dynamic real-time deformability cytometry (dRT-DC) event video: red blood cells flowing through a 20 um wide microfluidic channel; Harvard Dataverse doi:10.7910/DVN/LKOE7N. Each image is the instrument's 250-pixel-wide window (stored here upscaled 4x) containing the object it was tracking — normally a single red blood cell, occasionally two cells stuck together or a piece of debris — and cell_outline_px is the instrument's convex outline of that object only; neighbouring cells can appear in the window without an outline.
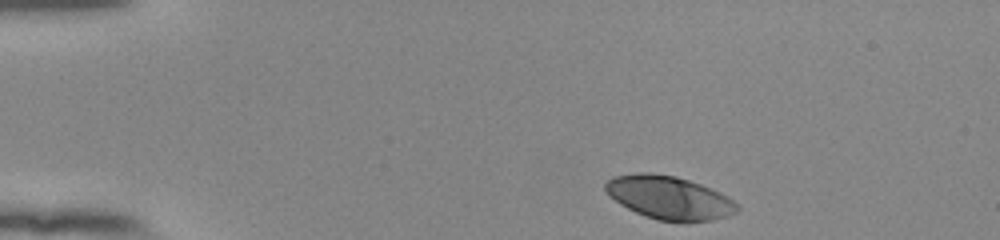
{"species": "human", "species_latin": "Homo sapiens", "temperature_condition": "room temperature", "stored_images_in_passage": 46, "camera_frame_rate_fps": 3000, "um_per_image_px": 0.085, "donor": {"sex": "female"}, "frame": {"image": 1, "passage_image": 1, "time_ms": 0.0, "image_size_px": [1000, 240], "cell_outline_px": [[740, 208], [736, 212], [728, 216], [708, 220], [656, 220], [636, 212], [620, 204], [608, 196], [604, 188], [604, 184], [612, 176], [640, 172], [648, 172], [676, 176], [700, 184], [720, 192], [728, 196]], "centroid_in_image_um": [56.83, 16.77], "position_along_channel_um": 28.2, "area_um2": 32.89}}
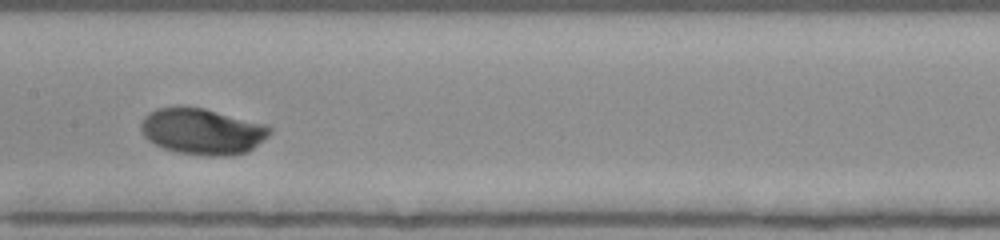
{"frame": {"image": 2, "passage_image": 20, "time_ms": 6.333, "image_size_px": [1000, 240], "cell_outline_px": [[272, 132], [268, 136], [248, 152], [232, 156], [208, 156], [176, 152], [164, 148], [148, 140], [144, 136], [140, 128], [140, 124], [144, 116], [148, 112], [156, 108], [184, 104], [204, 108], [268, 124], [272, 128]], "centroid_in_image_um": [17.2, 11.14], "position_along_channel_um": 190.2, "area_um2": 35.43}}
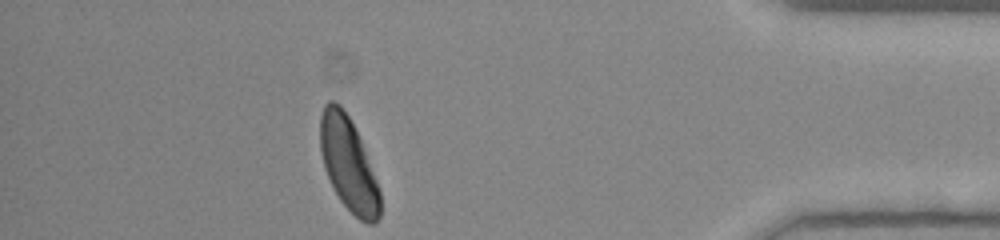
{"frame": {"image": 3, "passage_image": 40, "time_ms": 13.0, "image_size_px": [1000, 240], "cell_outline_px": [[380, 216], [372, 224], [368, 224], [360, 220], [340, 200], [324, 168], [320, 152], [320, 116], [324, 104], [328, 100], [332, 100], [340, 104], [348, 116], [360, 140], [376, 180], [380, 192]], "centroid_in_image_um": [29.59, 13.93], "position_along_channel_um": 405.6, "area_um2": 32.02}, "authors_computed_cell_mechanics": {"area_um2": 32.8882, "velocity_mm_per_s": 3.83, "shape_relaxation_time_tau1_ms": 1.844, "shape_relaxation_time_tau2_ms": null, "deformation_change_tau1": 0.1456, "deformation_change_tau2": null}}